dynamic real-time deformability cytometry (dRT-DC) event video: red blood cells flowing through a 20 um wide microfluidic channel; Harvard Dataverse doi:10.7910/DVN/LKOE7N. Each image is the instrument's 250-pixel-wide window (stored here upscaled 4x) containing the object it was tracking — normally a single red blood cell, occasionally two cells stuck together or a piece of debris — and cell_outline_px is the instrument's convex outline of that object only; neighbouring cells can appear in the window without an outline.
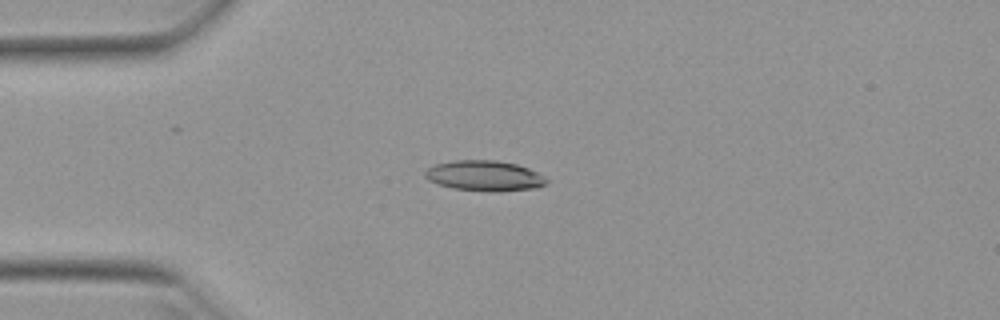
{"species": "Egyptian fruit bat (a non-hibernating species)", "species_latin": "Rousettus aegyptiacus", "temperature_condition": "warm", "stored_images_in_passage": 39, "camera_frame_rate_fps": 3000, "um_per_image_px": 0.085, "animal": {"sex": "female"}, "frame": {"image": 1, "passage_image": 1, "time_ms": 0.0, "image_size_px": [1000, 320], "cell_outline_px": [[548, 180], [544, 184], [536, 188], [500, 192], [496, 192], [452, 188], [436, 184], [428, 180], [424, 176], [424, 172], [428, 168], [436, 164], [456, 160], [496, 160], [516, 164], [528, 168], [544, 176]], "centroid_in_image_um": [41.16, 14.95], "position_along_channel_um": 43.8, "area_um2": 21.56}}
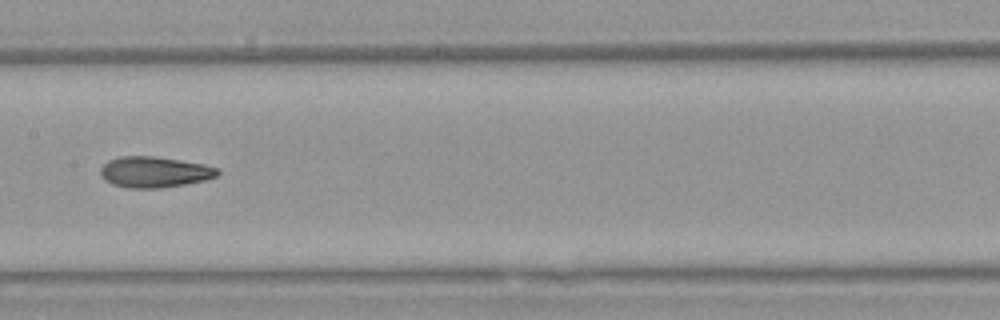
{"frame": {"image": 2, "passage_image": 14, "time_ms": 4.333, "image_size_px": [1000, 320], "cell_outline_px": [[220, 172], [216, 176], [204, 180], [184, 184], [160, 188], [128, 188], [112, 184], [104, 180], [100, 176], [100, 168], [108, 160], [120, 156], [156, 156], [204, 164], [220, 168]], "centroid_in_image_um": [13.11, 14.61], "position_along_channel_um": 194.3, "area_um2": 21.21}}
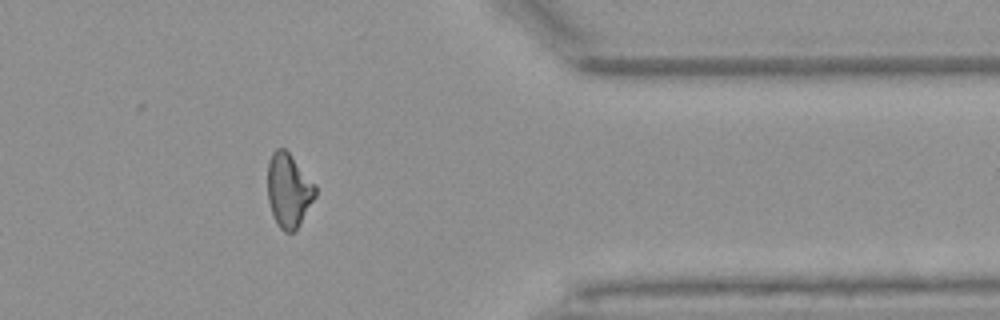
{"frame": {"image": 3, "passage_image": 30, "time_ms": 9.667, "image_size_px": [1000, 320], "cell_outline_px": [[316, 196], [300, 224], [292, 232], [284, 232], [276, 224], [272, 216], [268, 200], [268, 164], [272, 152], [276, 148], [284, 148], [288, 152], [316, 184]], "centroid_in_image_um": [24.54, 16.19], "position_along_channel_um": 386.9, "area_um2": 20.63}, "authors_computed_cell_mechanics": {"area_um2": 20.9236, "velocity_mm_per_s": 3.9528, "shape_relaxation_time_tau1_ms": 11.1683, "shape_relaxation_time_tau2_ms": 3.0178, "deformation_change_tau1": 0.2571, "deformation_change_tau2": 0.1038}}